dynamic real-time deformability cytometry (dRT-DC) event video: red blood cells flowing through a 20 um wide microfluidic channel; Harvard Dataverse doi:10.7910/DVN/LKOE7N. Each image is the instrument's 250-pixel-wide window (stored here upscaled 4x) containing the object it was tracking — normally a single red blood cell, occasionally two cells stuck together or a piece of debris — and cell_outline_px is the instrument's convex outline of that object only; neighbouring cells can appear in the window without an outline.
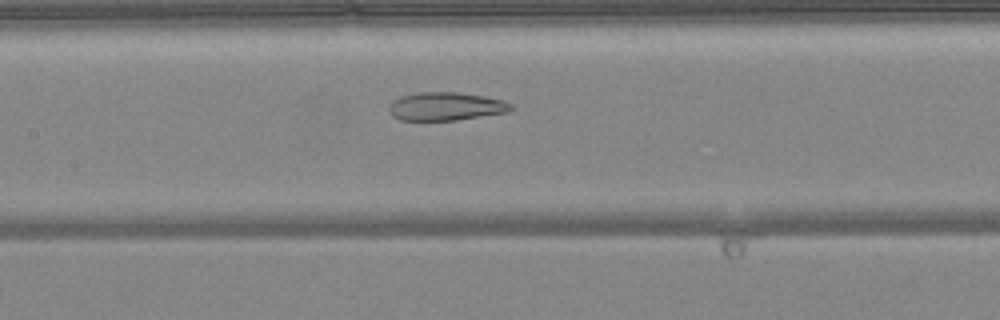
{"species": "common noctule bat (a hibernating species)", "species_latin": "Nyctalus noctula", "temperature_condition": "warm", "stored_images_in_passage": 49, "camera_frame_rate_fps": 3000, "um_per_image_px": 0.085, "animal": {"sex": "female", "body_mass_g": 24.6, "forearm_length_mm": 56.2}, "frame": {"image": 1, "passage_image": 23, "time_ms": 7.333, "image_size_px": [1000, 320], "cell_outline_px": [[512, 108], [508, 112], [456, 120], [400, 120], [392, 116], [388, 112], [388, 104], [392, 100], [400, 96], [420, 92], [456, 92], [484, 96], [504, 100], [512, 104]], "centroid_in_image_um": [37.85, 9.04], "position_along_channel_um": 169.6, "area_um2": 20.23}}
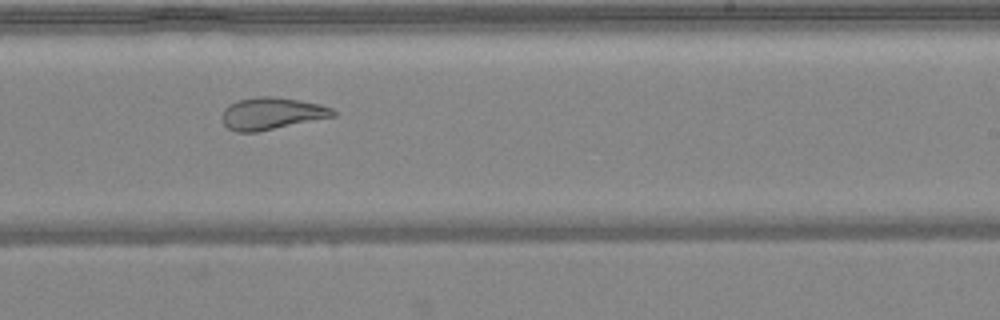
{"frame": {"image": 2, "passage_image": 30, "time_ms": 9.667, "image_size_px": [1000, 320], "cell_outline_px": [[336, 116], [256, 132], [236, 132], [228, 128], [224, 124], [220, 116], [224, 108], [228, 104], [240, 100], [256, 96], [276, 96], [300, 100], [320, 104], [332, 108], [336, 112]], "centroid_in_image_um": [23.07, 9.64], "position_along_channel_um": 265.9, "area_um2": 20.92}}
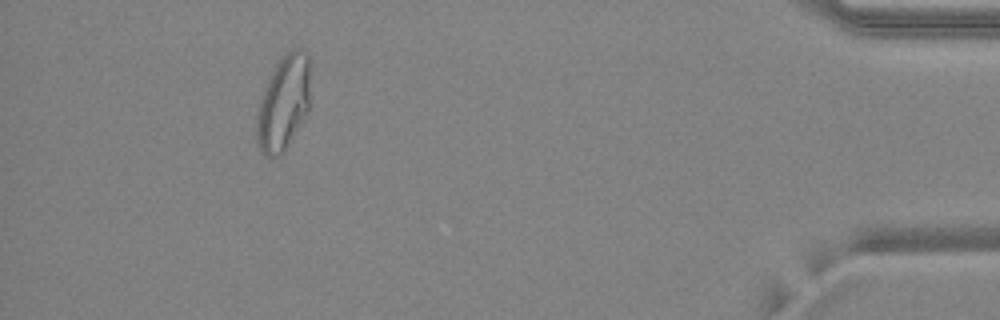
{"frame": {"image": 3, "passage_image": 45, "time_ms": 14.667, "image_size_px": [1000, 320], "cell_outline_px": [[308, 112], [288, 144], [280, 156], [264, 156], [256, 144], [256, 116], [260, 96], [276, 64], [292, 48], [300, 48], [308, 52]], "centroid_in_image_um": [24.06, 8.78], "position_along_channel_um": 411.1, "area_um2": 29.42}, "authors_computed_cell_mechanics": {"area_um2": 27.2238, "velocity_mm_per_s": 4.1397, "shape_relaxation_time_tau1_ms": null, "shape_relaxation_time_tau2_ms": 2.1519, "deformation_change_tau1": null, "deformation_change_tau2": 0.0863}}